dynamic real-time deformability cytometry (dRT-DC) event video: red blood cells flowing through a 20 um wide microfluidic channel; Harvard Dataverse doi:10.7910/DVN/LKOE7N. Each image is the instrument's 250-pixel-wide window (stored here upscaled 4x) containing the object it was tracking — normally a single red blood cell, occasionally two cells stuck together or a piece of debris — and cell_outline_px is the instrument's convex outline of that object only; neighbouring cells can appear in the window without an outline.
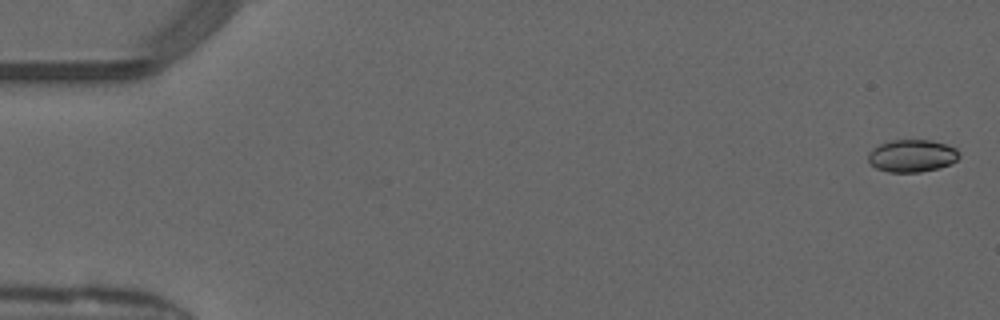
{"species": "common noctule bat (a hibernating species)", "species_latin": "Nyctalus noctula", "temperature_condition": "warm", "stored_images_in_passage": 10, "camera_frame_rate_fps": 3000, "um_per_image_px": 0.085, "animal": {"sex": "male", "forearm_length_mm": 52.5}, "frame": {"image": 1, "passage_image": 1, "time_ms": 0.0, "image_size_px": [1000, 320], "cell_outline_px": [[960, 156], [956, 160], [940, 168], [920, 172], [888, 172], [876, 168], [868, 160], [868, 152], [872, 148], [880, 144], [892, 140], [932, 140], [948, 144], [956, 148], [960, 152]], "centroid_in_image_um": [77.53, 13.23], "position_along_channel_um": 7.5, "area_um2": 17.34}}